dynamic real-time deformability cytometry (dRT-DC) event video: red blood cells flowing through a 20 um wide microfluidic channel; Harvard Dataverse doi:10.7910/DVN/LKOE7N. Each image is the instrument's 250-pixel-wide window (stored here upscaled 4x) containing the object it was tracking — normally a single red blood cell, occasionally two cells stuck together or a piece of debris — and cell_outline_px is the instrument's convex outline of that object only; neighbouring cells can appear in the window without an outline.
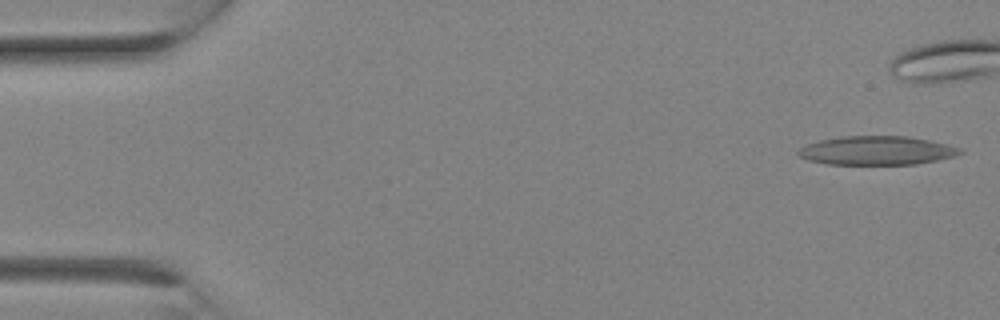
{"species": "Egyptian fruit bat (a non-hibernating species)", "species_latin": "Rousettus aegyptiacus", "temperature_condition": "room temperature", "stored_images_in_passage": 11, "camera_frame_rate_fps": 3000, "um_per_image_px": 0.085, "animal": {"sex": "female"}, "frame": {"image": 1, "passage_image": 1, "time_ms": 0.0, "image_size_px": [1000, 320], "cell_outline_px": [[964, 152], [956, 156], [916, 164], [828, 164], [808, 160], [800, 156], [796, 152], [800, 148], [808, 144], [820, 140], [840, 136], [908, 136], [948, 144], [960, 148]], "centroid_in_image_um": [74.54, 12.79], "position_along_channel_um": 10.5, "area_um2": 27.11}}